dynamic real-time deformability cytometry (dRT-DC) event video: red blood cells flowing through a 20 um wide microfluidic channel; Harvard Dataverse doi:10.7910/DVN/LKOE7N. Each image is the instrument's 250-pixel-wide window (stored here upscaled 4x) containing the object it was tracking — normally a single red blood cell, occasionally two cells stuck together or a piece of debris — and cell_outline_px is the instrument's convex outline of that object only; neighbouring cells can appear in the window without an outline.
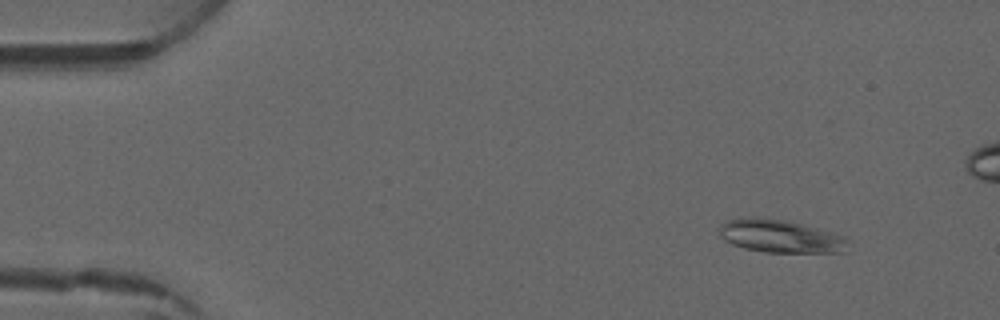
{"species": "common noctule bat (a hibernating species)", "species_latin": "Nyctalus noctula", "temperature_condition": "warm", "stored_images_in_passage": 4, "camera_frame_rate_fps": 3000, "um_per_image_px": 0.085, "animal": {"sex": "male", "forearm_length_mm": 52.5}, "frame": {"image": 1, "passage_image": 2, "time_ms": 1.333, "image_size_px": [1000, 320], "cell_outline_px": [[848, 252], [764, 252], [744, 248], [732, 244], [724, 240], [720, 236], [720, 224], [728, 220], [752, 216], [756, 216], [788, 220], [848, 236]], "centroid_in_image_um": [66.37, 20.07], "position_along_channel_um": 18.6, "area_um2": 25.14}}